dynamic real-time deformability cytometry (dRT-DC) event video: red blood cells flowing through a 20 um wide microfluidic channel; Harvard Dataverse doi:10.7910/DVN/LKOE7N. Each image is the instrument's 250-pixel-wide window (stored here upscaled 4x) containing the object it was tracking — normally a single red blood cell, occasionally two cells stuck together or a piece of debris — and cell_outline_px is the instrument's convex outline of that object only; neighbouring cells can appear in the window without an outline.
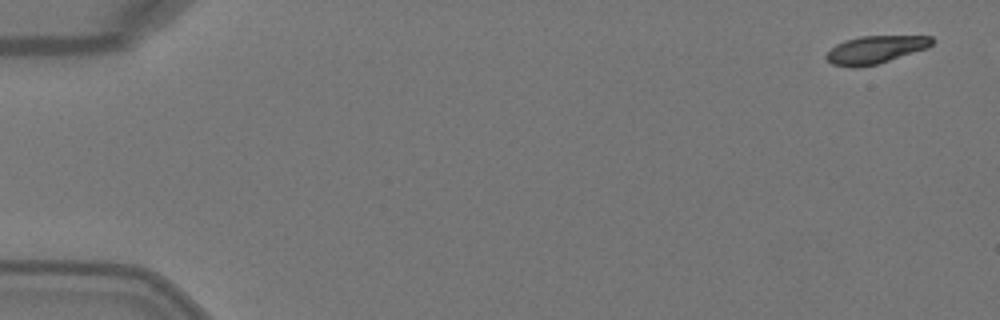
{"species": "Egyptian fruit bat (a non-hibernating species)", "species_latin": "Rousettus aegyptiacus", "temperature_condition": "warm", "stored_images_in_passage": 6, "camera_frame_rate_fps": 3000, "um_per_image_px": 0.085, "animal": {"sex": "female"}, "frame": {"image": 1, "passage_image": 1, "time_ms": 0.0, "image_size_px": [1000, 320], "cell_outline_px": [[936, 40], [928, 48], [876, 64], [856, 68], [852, 68], [832, 64], [824, 56], [836, 44], [844, 40], [860, 36], [932, 36]], "centroid_in_image_um": [74.41, 4.22], "position_along_channel_um": 10.6, "area_um2": 17.11}}
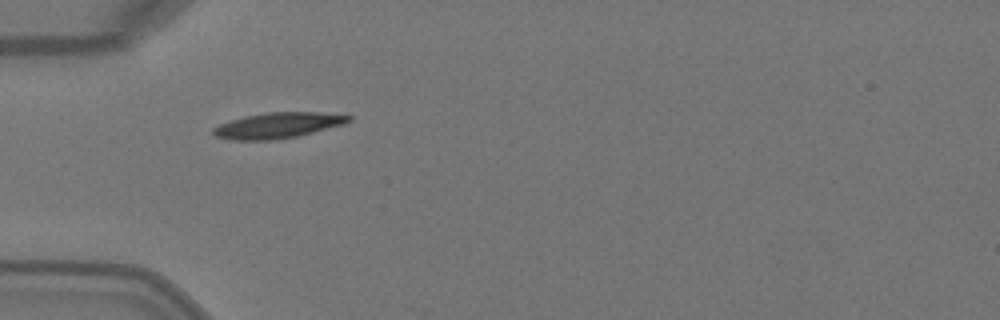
{"frame": {"image": 2, "passage_image": 5, "time_ms": 1.333, "image_size_px": [1000, 320], "cell_outline_px": [[352, 120], [344, 124], [296, 136], [272, 140], [232, 140], [216, 136], [212, 132], [212, 128], [220, 124], [244, 116], [264, 112], [320, 112], [352, 116]], "centroid_in_image_um": [23.61, 10.65], "position_along_channel_um": 61.4, "area_um2": 20.11}}